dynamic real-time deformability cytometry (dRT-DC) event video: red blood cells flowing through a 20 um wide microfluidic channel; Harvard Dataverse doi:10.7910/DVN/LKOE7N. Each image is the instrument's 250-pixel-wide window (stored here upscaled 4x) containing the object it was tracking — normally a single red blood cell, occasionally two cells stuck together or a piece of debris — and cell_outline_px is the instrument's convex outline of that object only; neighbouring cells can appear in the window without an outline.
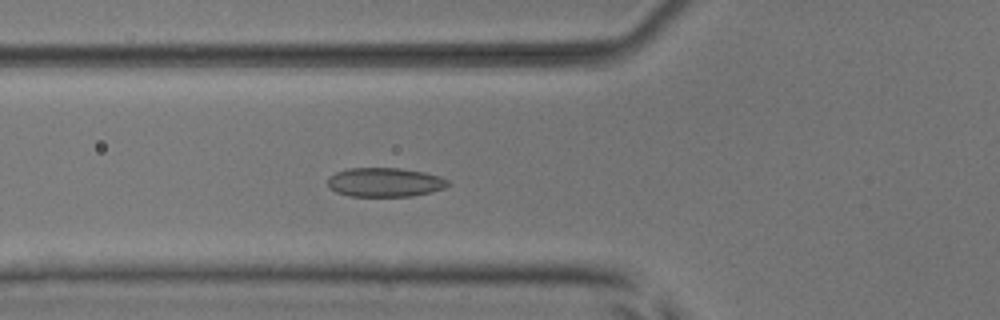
{"species": "common noctule bat (a hibernating species)", "species_latin": "Nyctalus noctula", "temperature_condition": "room temperature", "stored_images_in_passage": 54, "camera_frame_rate_fps": 3000, "um_per_image_px": 0.085, "animal": {"sex": "male", "body_mass_g": 17.9, "forearm_length_mm": 54.2}, "frame": {"image": 1, "passage_image": 20, "time_ms": 6.333, "image_size_px": [1000, 320], "cell_outline_px": [[448, 184], [444, 188], [432, 192], [412, 196], [348, 196], [336, 192], [328, 184], [328, 176], [336, 172], [348, 168], [400, 168], [424, 172], [440, 176], [448, 180]], "centroid_in_image_um": [32.71, 15.49], "position_along_channel_um": 93.1, "area_um2": 20.4}}
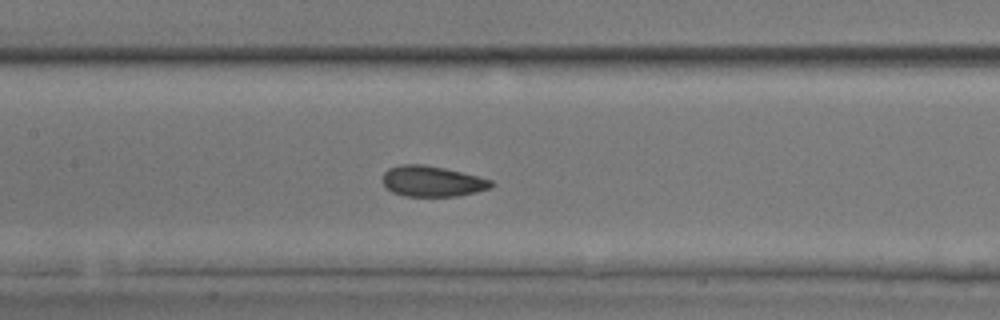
{"frame": {"image": 2, "passage_image": 26, "time_ms": 8.333, "image_size_px": [1000, 320], "cell_outline_px": [[496, 184], [492, 188], [476, 192], [456, 196], [404, 196], [392, 192], [384, 188], [380, 180], [380, 176], [388, 168], [404, 164], [424, 164], [444, 168], [492, 180]], "centroid_in_image_um": [36.68, 15.41], "position_along_channel_um": 170.7, "area_um2": 19.71}}
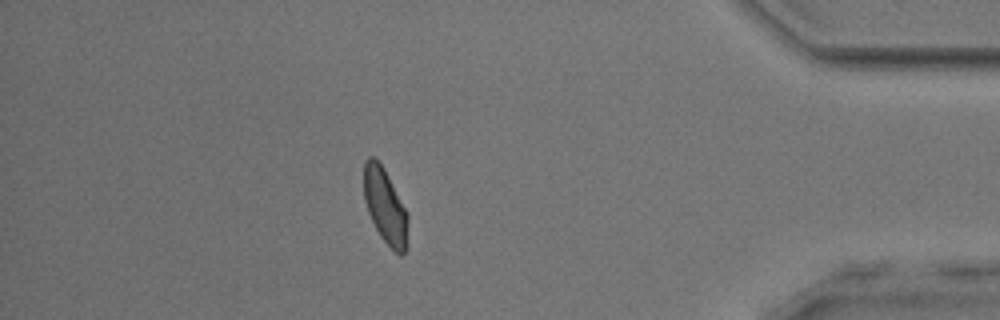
{"frame": {"image": 3, "passage_image": 47, "time_ms": 15.333, "image_size_px": [1000, 320], "cell_outline_px": [[408, 248], [400, 256], [380, 236], [368, 212], [364, 200], [364, 160], [368, 156], [372, 156], [384, 168], [408, 212]], "centroid_in_image_um": [32.76, 17.53], "position_along_channel_um": 402.4, "area_um2": 19.42}, "authors_computed_cell_mechanics": {"area_um2": 19.5653, "velocity_mm_per_s": 3.8805, "shape_relaxation_time_tau1_ms": 3.8996, "shape_relaxation_time_tau2_ms": 1.3107, "deformation_change_tau1": 0.1001, "deformation_change_tau2": 0.07}}